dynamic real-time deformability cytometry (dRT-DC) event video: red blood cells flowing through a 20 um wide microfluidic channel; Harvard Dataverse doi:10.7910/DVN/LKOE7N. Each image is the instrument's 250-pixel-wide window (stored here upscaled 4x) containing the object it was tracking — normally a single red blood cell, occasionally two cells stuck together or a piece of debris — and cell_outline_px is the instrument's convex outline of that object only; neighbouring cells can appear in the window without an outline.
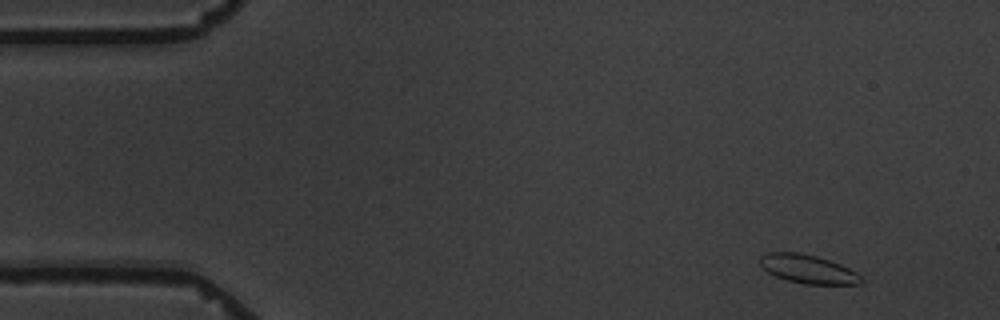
{"species": "common noctule bat (a hibernating species)", "species_latin": "Nyctalus noctula", "temperature_condition": "warm", "stored_images_in_passage": 4, "camera_frame_rate_fps": 3000, "um_per_image_px": 0.085, "animal": {"sex": "male", "body_mass_g": 19.5, "forearm_length_mm": 54.6}, "frame": {"image": 1, "passage_image": 1, "time_ms": 0.0, "image_size_px": [1000, 320], "cell_outline_px": [[864, 280], [860, 284], [804, 284], [788, 280], [776, 276], [768, 272], [756, 260], [764, 252], [800, 252], [816, 256], [840, 264], [856, 272]], "centroid_in_image_um": [68.63, 22.85], "position_along_channel_um": 16.4, "area_um2": 16.94}}
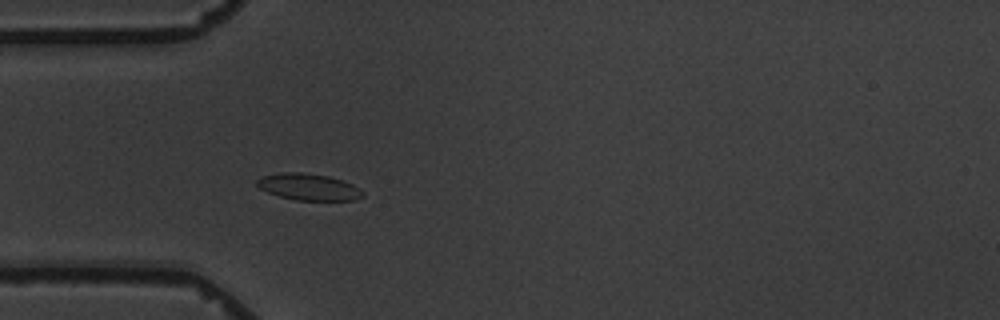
{"frame": {"image": 2, "passage_image": 4, "time_ms": 4.0, "image_size_px": [1000, 320], "cell_outline_px": [[364, 196], [352, 200], [296, 200], [280, 196], [268, 192], [260, 188], [256, 184], [256, 180], [264, 176], [280, 172], [300, 172], [328, 176], [344, 180], [360, 188], [364, 192]], "centroid_in_image_um": [26.26, 15.88], "position_along_channel_um": 58.7, "area_um2": 16.36}}